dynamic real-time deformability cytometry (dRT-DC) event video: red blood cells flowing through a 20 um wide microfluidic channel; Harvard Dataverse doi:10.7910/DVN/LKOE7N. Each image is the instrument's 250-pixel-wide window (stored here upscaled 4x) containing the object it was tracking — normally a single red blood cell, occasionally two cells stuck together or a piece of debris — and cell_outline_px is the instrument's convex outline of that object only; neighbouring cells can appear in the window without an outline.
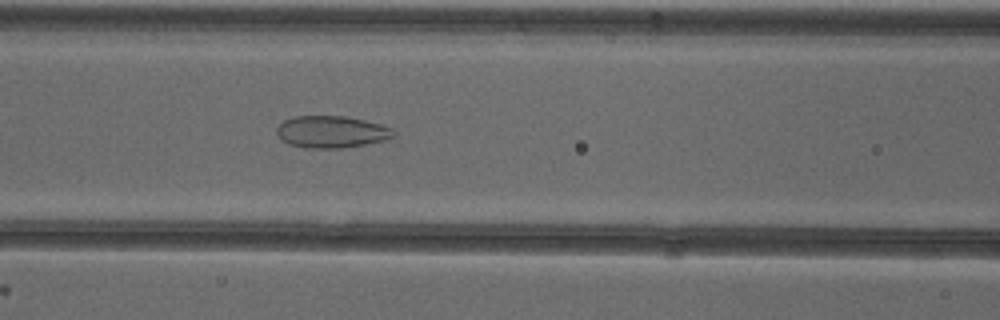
{"species": "common noctule bat (a hibernating species)", "species_latin": "Nyctalus noctula", "temperature_condition": "cold", "stored_images_in_passage": 48, "camera_frame_rate_fps": 3000, "um_per_image_px": 0.085, "animal": {"sex": "female"}, "frame": {"image": 1, "passage_image": 22, "time_ms": 7.0, "image_size_px": [1000, 320], "cell_outline_px": [[392, 136], [388, 140], [340, 148], [308, 148], [288, 144], [276, 132], [276, 128], [284, 120], [292, 116], [344, 116], [364, 120], [380, 124], [392, 128]], "centroid_in_image_um": [28.15, 11.2], "position_along_channel_um": 138.4, "area_um2": 21.56}}
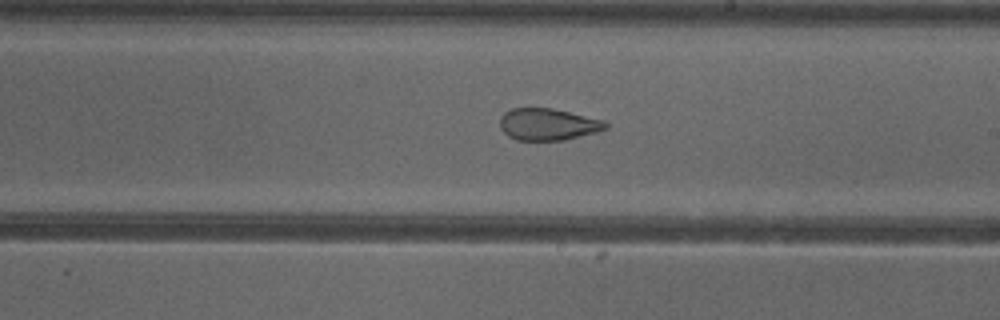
{"frame": {"image": 2, "passage_image": 30, "time_ms": 9.667, "image_size_px": [1000, 320], "cell_outline_px": [[608, 128], [596, 132], [564, 140], [516, 140], [508, 136], [500, 128], [500, 116], [504, 112], [512, 108], [552, 108], [604, 120], [608, 124]], "centroid_in_image_um": [46.56, 10.56], "position_along_channel_um": 242.4, "area_um2": 19.65}}
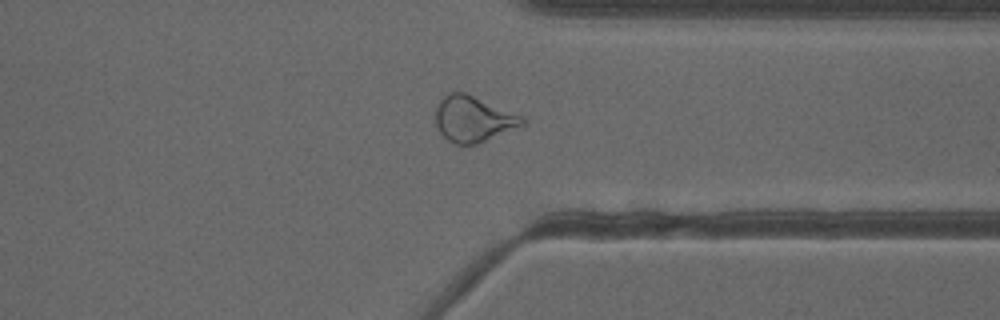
{"frame": {"image": 3, "passage_image": 40, "time_ms": 13.0, "image_size_px": [1000, 320], "cell_outline_px": [[524, 124], [476, 144], [456, 144], [448, 140], [440, 132], [436, 124], [436, 104], [448, 92], [464, 92], [524, 116]], "centroid_in_image_um": [40.2, 10.09], "position_along_channel_um": 371.2, "area_um2": 22.83}, "authors_computed_cell_mechanics": {"area_um2": 24.1315, "velocity_mm_per_s": 3.9063, "shape_relaxation_time_tau1_ms": null, "shape_relaxation_time_tau2_ms": 1.5379, "deformation_change_tau1": null, "deformation_change_tau2": 0.0922}}